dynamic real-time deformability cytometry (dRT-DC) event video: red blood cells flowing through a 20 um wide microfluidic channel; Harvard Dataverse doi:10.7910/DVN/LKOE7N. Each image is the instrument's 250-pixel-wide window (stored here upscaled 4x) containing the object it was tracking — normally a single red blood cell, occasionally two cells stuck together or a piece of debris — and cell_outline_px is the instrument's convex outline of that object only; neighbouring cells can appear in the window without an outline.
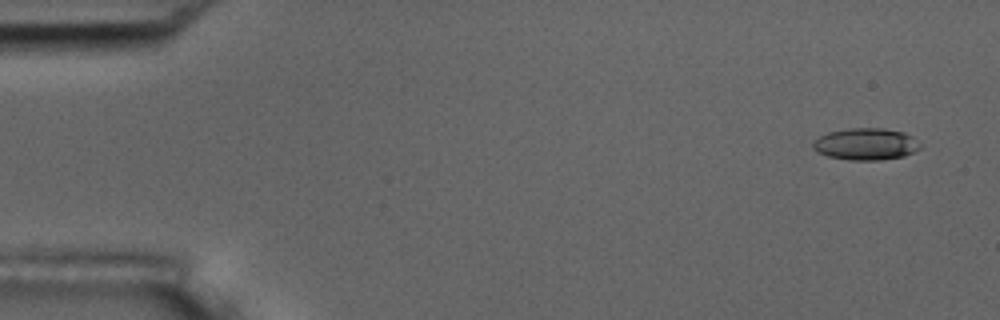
{"species": "common noctule bat (a hibernating species)", "species_latin": "Nyctalus noctula", "temperature_condition": "room temperature", "stored_images_in_passage": 8, "camera_frame_rate_fps": 3000, "um_per_image_px": 0.085, "animal": {"sex": "male", "body_mass_g": 17.5, "forearm_length_mm": 52.3}, "frame": {"image": 1, "passage_image": 1, "time_ms": 0.0, "image_size_px": [1000, 320], "cell_outline_px": [[920, 148], [904, 156], [880, 160], [848, 160], [828, 156], [816, 152], [812, 144], [820, 136], [828, 132], [848, 128], [884, 128], [904, 132], [912, 136], [920, 144]], "centroid_in_image_um": [73.59, 12.24], "position_along_channel_um": 11.4, "area_um2": 19.88}}
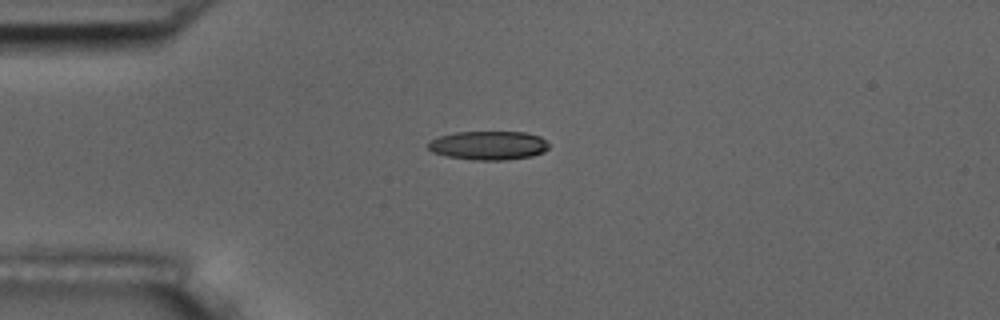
{"frame": {"image": 2, "passage_image": 4, "time_ms": 3.667, "image_size_px": [1000, 320], "cell_outline_px": [[548, 148], [544, 152], [532, 156], [504, 160], [472, 160], [448, 156], [432, 152], [428, 148], [428, 144], [432, 140], [440, 136], [456, 132], [524, 132], [540, 136], [548, 144]], "centroid_in_image_um": [41.53, 12.36], "position_along_channel_um": 43.5, "area_um2": 20.17}}
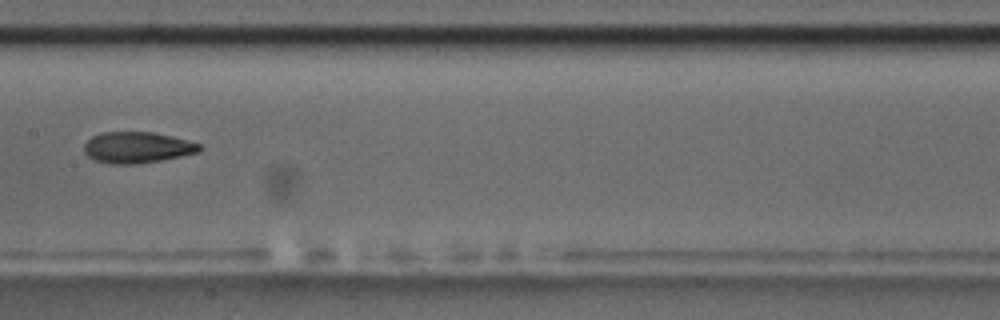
{"frame": {"image": 3, "passage_image": 8, "time_ms": 8.333, "image_size_px": [1000, 320], "cell_outline_px": [[200, 152], [160, 160], [132, 164], [112, 164], [96, 160], [88, 156], [84, 152], [84, 144], [92, 136], [100, 132], [152, 132], [172, 136], [200, 144]], "centroid_in_image_um": [11.63, 12.52], "position_along_channel_um": 195.8, "area_um2": 20.75}}